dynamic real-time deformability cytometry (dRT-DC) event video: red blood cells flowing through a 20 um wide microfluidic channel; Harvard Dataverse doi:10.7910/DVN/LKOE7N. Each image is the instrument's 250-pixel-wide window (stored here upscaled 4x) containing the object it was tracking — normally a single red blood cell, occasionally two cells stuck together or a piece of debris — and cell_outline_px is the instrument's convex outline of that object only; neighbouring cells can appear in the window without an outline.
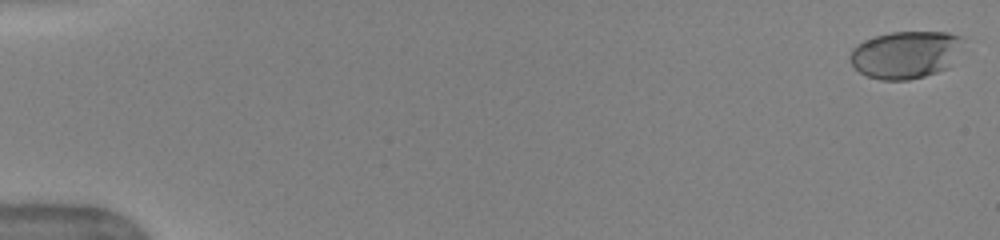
{"species": "human", "species_latin": "Homo sapiens", "temperature_condition": "warm", "stored_images_in_passage": 52, "camera_frame_rate_fps": 3000, "um_per_image_px": 0.085, "donor": {"sex": "female"}, "frame": {"image": 1, "passage_image": 2, "time_ms": 0.333, "image_size_px": [1000, 240], "cell_outline_px": [[960, 36], [948, 68], [924, 76], [908, 80], [880, 80], [868, 76], [860, 72], [852, 64], [848, 56], [852, 48], [856, 44], [864, 40], [876, 36], [892, 32], [948, 32]], "centroid_in_image_um": [76.84, 4.65], "position_along_channel_um": 8.2, "area_um2": 30.52}}
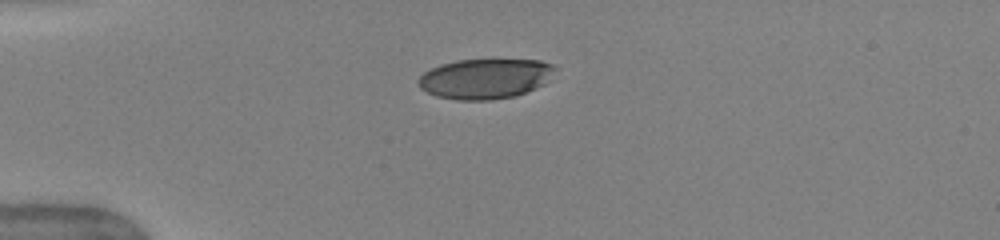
{"frame": {"image": 2, "passage_image": 15, "time_ms": 4.667, "image_size_px": [1000, 240], "cell_outline_px": [[556, 68], [544, 84], [516, 96], [488, 100], [456, 100], [436, 96], [420, 88], [416, 84], [416, 80], [424, 72], [440, 64], [456, 60], [540, 60], [552, 64]], "centroid_in_image_um": [41.19, 6.69], "position_along_channel_um": 43.8, "area_um2": 31.91}}
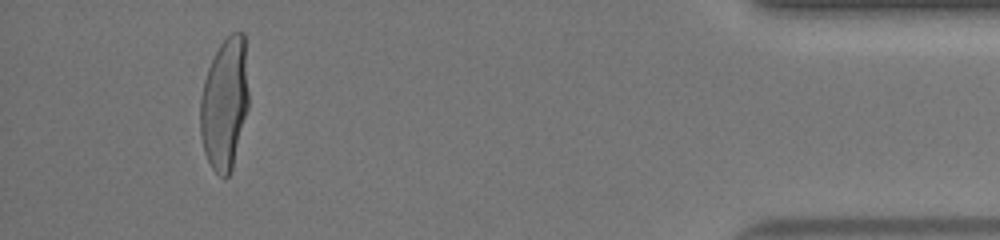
{"frame": {"image": 3, "passage_image": 49, "time_ms": 16.0, "image_size_px": [1000, 240], "cell_outline_px": [[248, 108], [232, 168], [228, 176], [224, 180], [212, 168], [204, 152], [200, 136], [200, 100], [204, 80], [208, 68], [220, 44], [232, 32], [244, 32], [248, 92]], "centroid_in_image_um": [19.09, 8.83], "position_along_channel_um": 416.1, "area_um2": 37.11}, "authors_computed_cell_mechanics": {"area_um2": 36.2695, "velocity_mm_per_s": 4.0415, "shape_relaxation_time_tau1_ms": 3.5257, "shape_relaxation_time_tau2_ms": null, "deformation_change_tau1": 0.2134, "deformation_change_tau2": null}}